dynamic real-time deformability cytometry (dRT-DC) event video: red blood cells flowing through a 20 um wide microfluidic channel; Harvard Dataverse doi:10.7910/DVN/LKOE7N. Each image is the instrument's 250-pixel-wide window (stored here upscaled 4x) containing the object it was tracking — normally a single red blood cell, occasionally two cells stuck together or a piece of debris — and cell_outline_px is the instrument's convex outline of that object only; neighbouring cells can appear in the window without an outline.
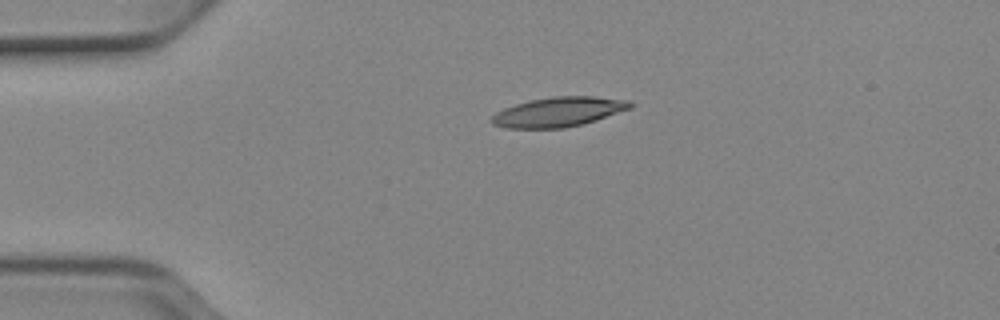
{"species": "Egyptian fruit bat (a non-hibernating species)", "species_latin": "Rousettus aegyptiacus", "temperature_condition": "cold", "stored_images_in_passage": 41, "camera_frame_rate_fps": 3000, "um_per_image_px": 0.085, "animal": {"sex": "female"}, "frame": {"image": 1, "passage_image": 1, "time_ms": 0.0, "image_size_px": [1000, 320], "cell_outline_px": [[632, 108], [584, 124], [564, 128], [504, 128], [492, 124], [492, 116], [496, 112], [504, 108], [516, 104], [532, 100], [552, 96], [592, 96], [628, 100], [632, 104]], "centroid_in_image_um": [47.48, 9.52], "position_along_channel_um": 37.5, "area_um2": 23.87}}
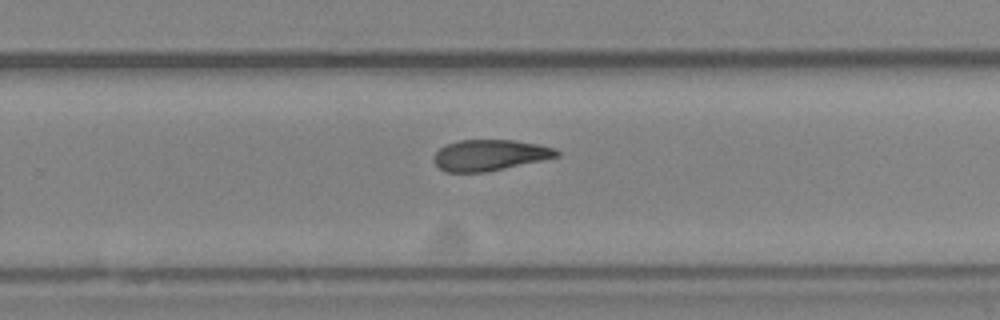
{"frame": {"image": 2, "passage_image": 23, "time_ms": 7.333, "image_size_px": [1000, 320], "cell_outline_px": [[560, 156], [488, 172], [444, 172], [432, 160], [432, 156], [444, 144], [460, 140], [516, 140], [540, 144], [556, 148], [560, 152]], "centroid_in_image_um": [41.63, 13.18], "position_along_channel_um": 288.2, "area_um2": 22.48}}
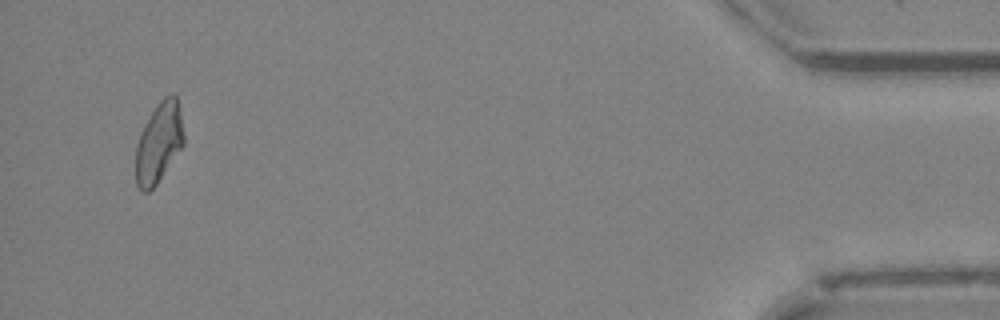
{"frame": {"image": 3, "passage_image": 39, "time_ms": 12.667, "image_size_px": [1000, 320], "cell_outline_px": [[184, 144], [156, 184], [148, 192], [140, 192], [136, 184], [136, 144], [144, 124], [156, 104], [164, 96], [172, 92], [176, 96], [180, 112], [184, 136]], "centroid_in_image_um": [13.49, 12.11], "position_along_channel_um": 421.7, "area_um2": 22.43}, "authors_computed_cell_mechanics": {"area_um2": 22.7732, "velocity_mm_per_s": 3.9181, "shape_relaxation_time_tau1_ms": null, "shape_relaxation_time_tau2_ms": 2.6646, "deformation_change_tau1": null, "deformation_change_tau2": 0.1014}}